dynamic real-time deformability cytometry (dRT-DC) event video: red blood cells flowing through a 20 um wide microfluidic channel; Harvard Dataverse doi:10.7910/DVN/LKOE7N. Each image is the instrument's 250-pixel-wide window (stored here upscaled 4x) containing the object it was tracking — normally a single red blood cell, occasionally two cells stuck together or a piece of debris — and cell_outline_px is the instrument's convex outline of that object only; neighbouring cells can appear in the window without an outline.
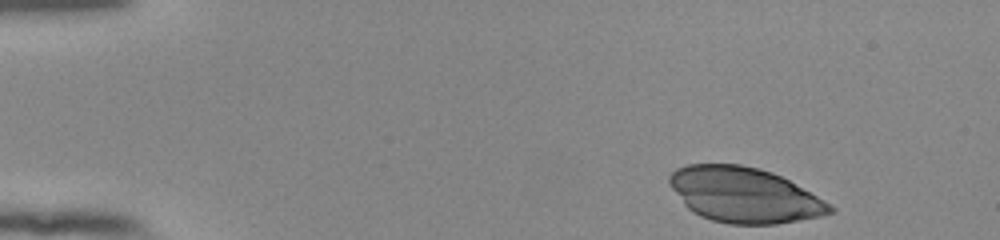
{"species": "human", "species_latin": "Homo sapiens", "temperature_condition": "room temperature", "stored_images_in_passage": 41, "camera_frame_rate_fps": 3000, "um_per_image_px": 0.085, "donor": {"sex": "female"}, "frame": {"image": 1, "passage_image": 1, "time_ms": 0.0, "image_size_px": [1000, 240], "cell_outline_px": [[836, 212], [820, 216], [776, 224], [728, 224], [712, 220], [700, 216], [692, 212], [684, 204], [668, 184], [668, 176], [676, 168], [688, 164], [740, 164], [760, 168], [772, 172], [788, 180], [832, 204], [836, 208]], "centroid_in_image_um": [63.25, 16.57], "position_along_channel_um": 21.7, "area_um2": 51.73}}